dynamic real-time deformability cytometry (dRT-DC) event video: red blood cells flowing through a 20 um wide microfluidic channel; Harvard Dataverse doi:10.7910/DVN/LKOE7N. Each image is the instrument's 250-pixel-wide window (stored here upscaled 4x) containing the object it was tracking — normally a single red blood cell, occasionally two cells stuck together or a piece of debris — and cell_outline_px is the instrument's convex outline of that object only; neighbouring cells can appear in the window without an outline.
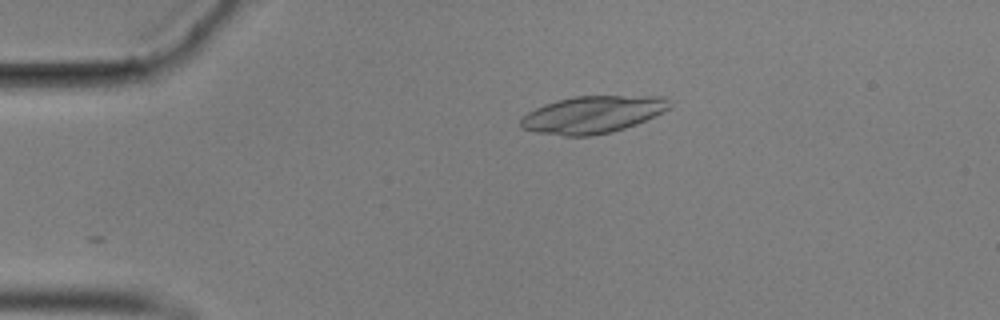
{"species": "common noctule bat (a hibernating species)", "species_latin": "Nyctalus noctula", "temperature_condition": "cold", "stored_images_in_passage": 46, "camera_frame_rate_fps": 3000, "um_per_image_px": 0.085, "animal": {"sex": "male", "body_mass_g": 17.9}, "frame": {"image": 1, "passage_image": 1, "time_ms": 0.0, "image_size_px": [1000, 320], "cell_outline_px": [[672, 104], [664, 112], [636, 124], [612, 132], [592, 136], [564, 136], [536, 132], [520, 128], [520, 120], [528, 112], [544, 104], [556, 100], [572, 96], [664, 96], [672, 100]], "centroid_in_image_um": [50.39, 9.73], "position_along_channel_um": 34.6, "area_um2": 32.48}}
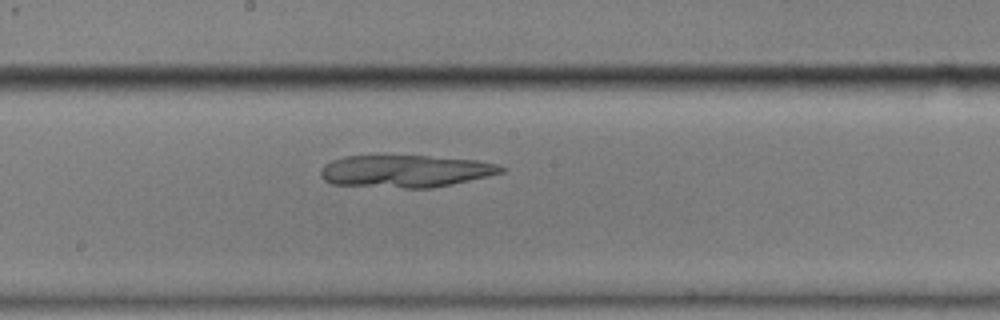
{"frame": {"image": 2, "passage_image": 20, "time_ms": 6.333, "image_size_px": [1000, 320], "cell_outline_px": [[508, 168], [504, 172], [488, 176], [432, 188], [404, 188], [332, 184], [324, 180], [320, 176], [320, 168], [324, 164], [332, 160], [344, 156], [428, 156], [476, 160], [496, 164]], "centroid_in_image_um": [34.44, 14.55], "position_along_channel_um": 213.8, "area_um2": 33.99}}
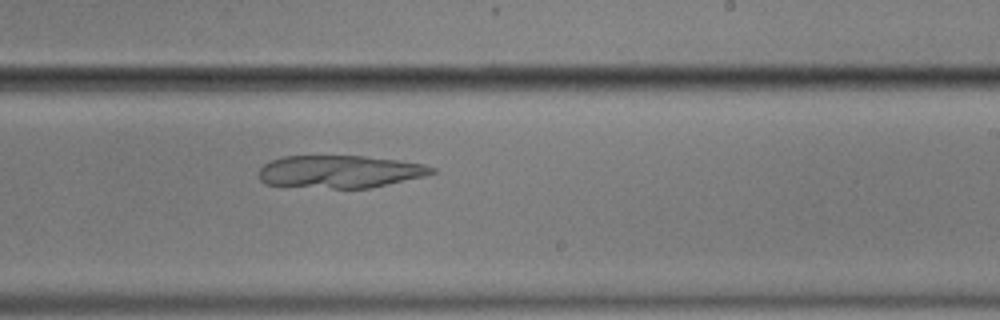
{"frame": {"image": 3, "passage_image": 24, "time_ms": 7.667, "image_size_px": [1000, 320], "cell_outline_px": [[436, 172], [424, 176], [368, 188], [332, 188], [264, 184], [260, 180], [260, 168], [264, 164], [272, 160], [284, 156], [364, 156], [400, 160], [424, 164], [436, 168]], "centroid_in_image_um": [28.91, 14.58], "position_along_channel_um": 260.1, "area_um2": 32.66}}